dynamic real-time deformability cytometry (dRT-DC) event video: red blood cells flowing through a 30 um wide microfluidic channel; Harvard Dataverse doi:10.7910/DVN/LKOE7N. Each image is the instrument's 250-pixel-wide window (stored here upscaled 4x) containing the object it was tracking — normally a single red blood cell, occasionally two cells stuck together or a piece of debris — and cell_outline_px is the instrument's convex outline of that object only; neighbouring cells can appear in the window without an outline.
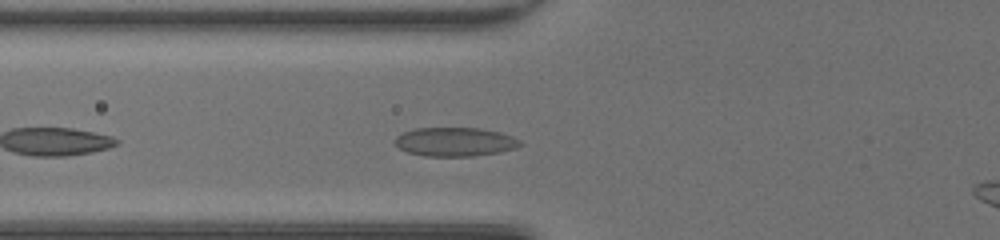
{"species": "common noctule bat (a hibernating species)", "species_latin": "Nyctalus noctula", "temperature_condition": "room temperature", "stored_images_in_passage": 32, "camera_frame_rate_fps": 3000, "um_per_image_px": 0.085, "animal": {"sex": "female", "body_mass_g": 20.0, "forearm_length_mm": 54.0}, "frame": {"image": 1, "passage_image": 4, "time_ms": 1.0, "image_size_px": [1000, 240], "cell_outline_px": [[524, 144], [516, 148], [500, 152], [472, 156], [424, 156], [408, 152], [400, 148], [392, 140], [396, 136], [404, 132], [416, 128], [480, 128], [500, 132], [512, 136], [520, 140]], "centroid_in_image_um": [38.69, 12.05], "position_along_channel_um": 87.1, "area_um2": 21.15}}
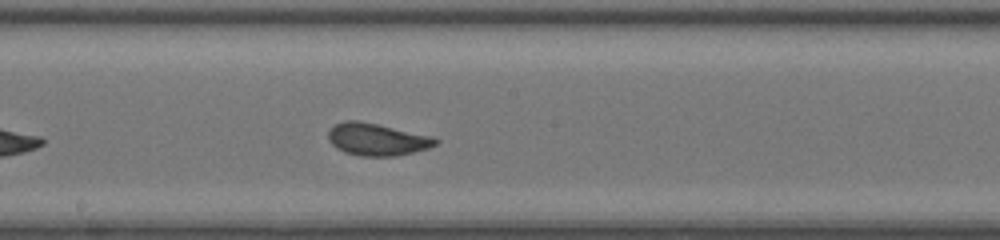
{"frame": {"image": 2, "passage_image": 13, "time_ms": 4.0, "image_size_px": [1000, 240], "cell_outline_px": [[440, 140], [436, 144], [428, 148], [396, 156], [360, 156], [344, 152], [336, 148], [328, 140], [328, 128], [344, 120], [360, 120], [432, 136]], "centroid_in_image_um": [32.01, 11.84], "position_along_channel_um": 216.2, "area_um2": 20.29}}
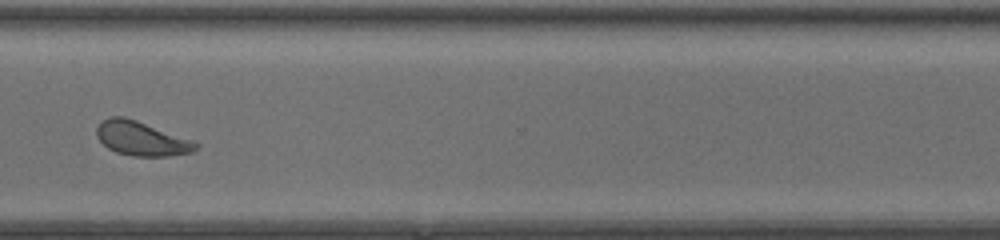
{"frame": {"image": 3, "passage_image": 23, "time_ms": 7.333, "image_size_px": [1000, 240], "cell_outline_px": [[200, 144], [192, 152], [168, 156], [132, 156], [116, 152], [108, 148], [96, 136], [96, 128], [104, 120], [112, 116], [124, 116], [136, 120], [192, 140]], "centroid_in_image_um": [12.01, 11.78], "position_along_channel_um": 358.6, "area_um2": 19.54}, "authors_computed_cell_mechanics": {"area_um2": 19.7965, "velocity_mm_per_s": 4.2776, "shape_relaxation_time_tau1_ms": 3.2304, "shape_relaxation_time_tau2_ms": null, "deformation_change_tau1": 0.1197, "deformation_change_tau2": null}}